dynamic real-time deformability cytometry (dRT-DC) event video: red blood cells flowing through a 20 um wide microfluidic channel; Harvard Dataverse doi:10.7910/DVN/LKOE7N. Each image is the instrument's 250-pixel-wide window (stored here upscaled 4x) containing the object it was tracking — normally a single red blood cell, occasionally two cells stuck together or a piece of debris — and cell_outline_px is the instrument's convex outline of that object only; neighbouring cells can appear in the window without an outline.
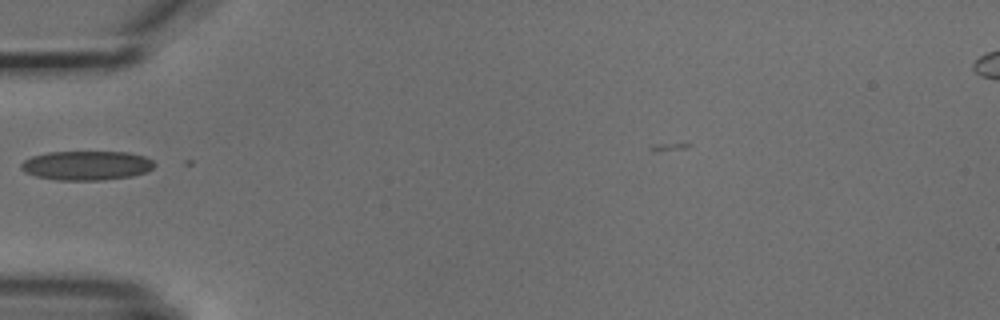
{"species": "common noctule bat (a hibernating species)", "species_latin": "Nyctalus noctula", "temperature_condition": "cold", "stored_images_in_passage": 3, "camera_frame_rate_fps": 3000, "um_per_image_px": 0.085, "animal": {"sex": "male", "body_mass_g": 18.8}, "frame": {"image": 1, "passage_image": 2, "time_ms": 1.333, "image_size_px": [1000, 320], "cell_outline_px": [[156, 164], [148, 172], [132, 176], [100, 180], [60, 180], [36, 176], [24, 172], [20, 168], [20, 164], [24, 160], [32, 156], [48, 152], [128, 152], [144, 156], [152, 160]], "centroid_in_image_um": [7.36, 14.06], "position_along_channel_um": 77.6, "area_um2": 22.77}}
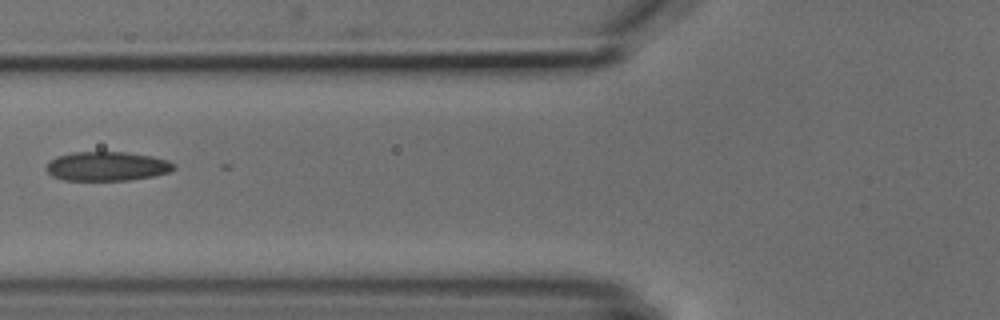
{"frame": {"image": 2, "passage_image": 3, "time_ms": 2.333, "image_size_px": [1000, 320], "cell_outline_px": [[176, 168], [168, 172], [156, 176], [132, 180], [64, 180], [52, 176], [48, 172], [48, 164], [56, 156], [72, 152], [124, 152], [152, 156], [168, 160], [176, 164]], "centroid_in_image_um": [9.15, 14.13], "position_along_channel_um": 116.6, "area_um2": 21.73}}